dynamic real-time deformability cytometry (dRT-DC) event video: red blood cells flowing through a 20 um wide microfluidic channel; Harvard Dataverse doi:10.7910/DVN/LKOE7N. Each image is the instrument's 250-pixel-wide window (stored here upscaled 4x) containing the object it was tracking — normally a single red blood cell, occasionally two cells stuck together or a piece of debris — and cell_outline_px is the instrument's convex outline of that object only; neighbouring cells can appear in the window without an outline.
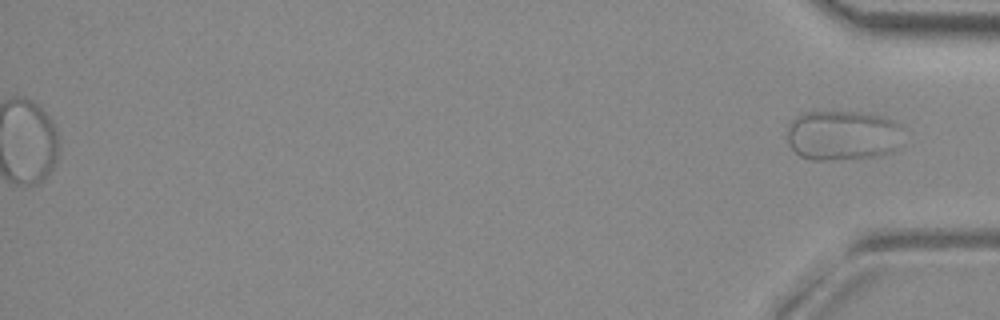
{"species": "common noctule bat (a hibernating species)", "species_latin": "Nyctalus noctula", "temperature_condition": "room temperature", "stored_images_in_passage": 44, "segment_of_instrument_passage": [2, 2], "camera_frame_rate_fps": 3000, "um_per_image_px": 0.085, "animal": {"sex": "female", "body_mass_g": 29.2, "forearm_length_mm": 56.3}, "frame": {"image": 1, "passage_image": 44, "time_ms": 14.333, "image_size_px": [1000, 320], "cell_outline_px": [[900, 148], [892, 152], [872, 156], [832, 160], [812, 160], [800, 156], [788, 144], [788, 124], [796, 116], [804, 112], [860, 112], [884, 116], [900, 124]], "centroid_in_image_um": [71.62, 11.5], "position_along_channel_um": 363.6, "area_um2": 33.93}}